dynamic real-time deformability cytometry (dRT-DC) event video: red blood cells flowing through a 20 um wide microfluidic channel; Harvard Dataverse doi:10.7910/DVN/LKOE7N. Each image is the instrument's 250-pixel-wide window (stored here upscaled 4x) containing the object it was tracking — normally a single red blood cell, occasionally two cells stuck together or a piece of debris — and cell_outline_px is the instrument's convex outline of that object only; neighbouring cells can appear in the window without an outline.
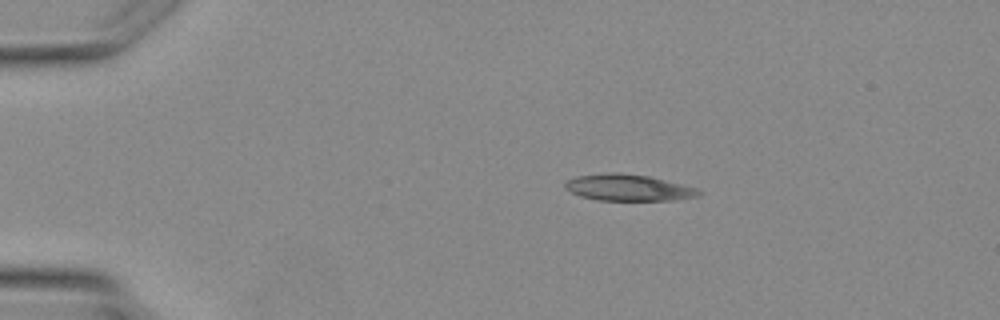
{"species": "Egyptian fruit bat (a non-hibernating species)", "species_latin": "Rousettus aegyptiacus", "temperature_condition": "warm", "stored_images_in_passage": 3, "camera_frame_rate_fps": 3000, "um_per_image_px": 0.085, "animal": {"sex": "female"}, "frame": {"image": 1, "passage_image": 2, "time_ms": 1.0, "image_size_px": [1000, 320], "cell_outline_px": [[704, 192], [700, 196], [676, 200], [600, 200], [580, 196], [564, 188], [564, 184], [568, 180], [576, 176], [608, 172], [620, 172], [648, 176], [696, 188]], "centroid_in_image_um": [53.41, 15.95], "position_along_channel_um": 31.6, "area_um2": 20.58}}